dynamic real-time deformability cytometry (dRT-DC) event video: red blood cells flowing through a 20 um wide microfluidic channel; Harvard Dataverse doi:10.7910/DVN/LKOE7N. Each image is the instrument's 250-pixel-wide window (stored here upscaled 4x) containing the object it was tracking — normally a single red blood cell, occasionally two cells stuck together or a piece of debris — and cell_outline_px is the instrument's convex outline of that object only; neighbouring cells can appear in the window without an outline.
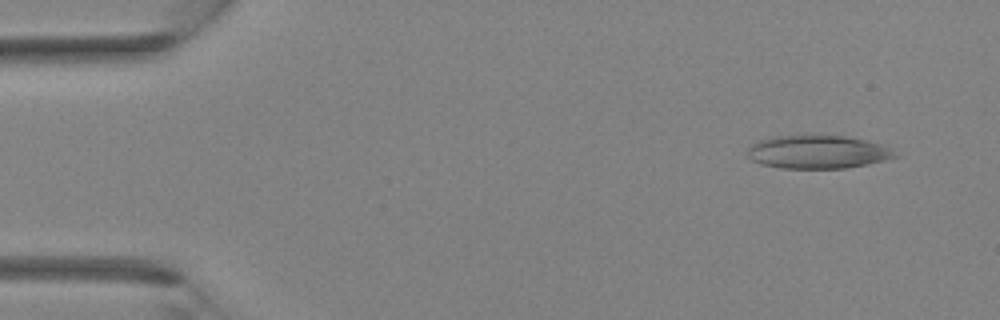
{"species": "Egyptian fruit bat (a non-hibernating species)", "species_latin": "Rousettus aegyptiacus", "temperature_condition": "room temperature", "stored_images_in_passage": 36, "camera_frame_rate_fps": 3000, "um_per_image_px": 0.085, "animal": {"sex": "female"}, "frame": {"image": 1, "passage_image": 3, "time_ms": 0.667, "image_size_px": [1000, 320], "cell_outline_px": [[900, 156], [868, 164], [844, 168], [780, 168], [760, 164], [752, 160], [748, 156], [748, 148], [756, 140], [772, 136], [844, 136], [884, 144]], "centroid_in_image_um": [69.49, 12.92], "position_along_channel_um": 15.5, "area_um2": 28.55}}
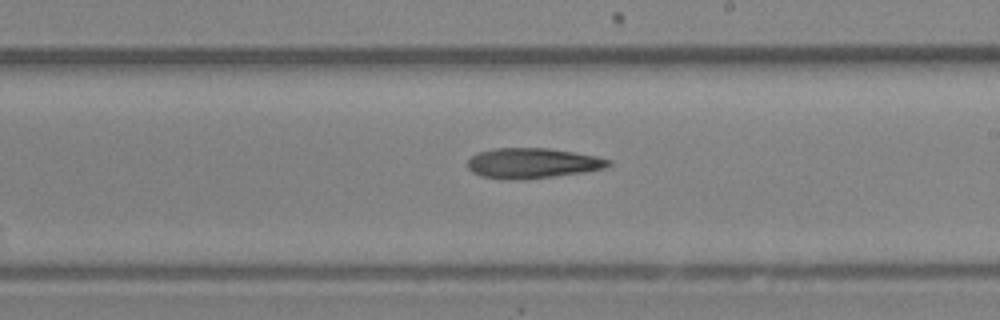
{"frame": {"image": 2, "passage_image": 21, "time_ms": 6.667, "image_size_px": [1000, 320], "cell_outline_px": [[612, 164], [604, 168], [584, 172], [524, 180], [512, 180], [480, 176], [472, 172], [468, 168], [468, 160], [476, 152], [492, 148], [548, 148], [596, 156], [612, 160]], "centroid_in_image_um": [45.24, 13.87], "position_along_channel_um": 243.8, "area_um2": 24.97}}
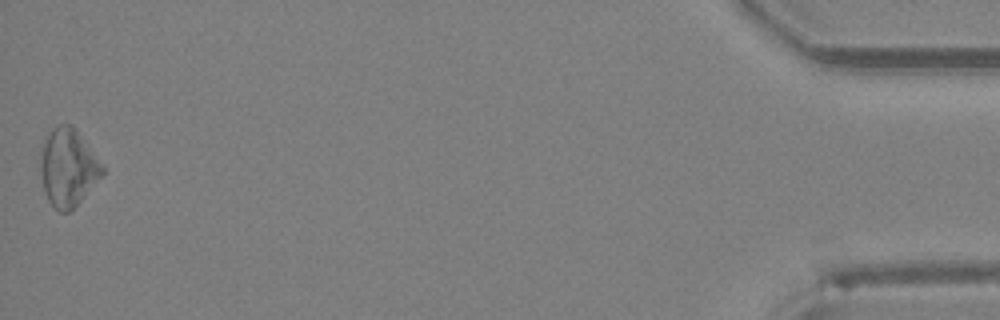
{"frame": {"image": 3, "passage_image": 36, "time_ms": 11.667, "image_size_px": [1000, 320], "cell_outline_px": [[104, 172], [80, 200], [68, 212], [60, 212], [48, 200], [44, 192], [40, 172], [40, 160], [44, 140], [52, 128], [60, 124], [72, 124], [104, 168]], "centroid_in_image_um": [5.74, 14.22], "position_along_channel_um": 429.5, "area_um2": 27.28}}